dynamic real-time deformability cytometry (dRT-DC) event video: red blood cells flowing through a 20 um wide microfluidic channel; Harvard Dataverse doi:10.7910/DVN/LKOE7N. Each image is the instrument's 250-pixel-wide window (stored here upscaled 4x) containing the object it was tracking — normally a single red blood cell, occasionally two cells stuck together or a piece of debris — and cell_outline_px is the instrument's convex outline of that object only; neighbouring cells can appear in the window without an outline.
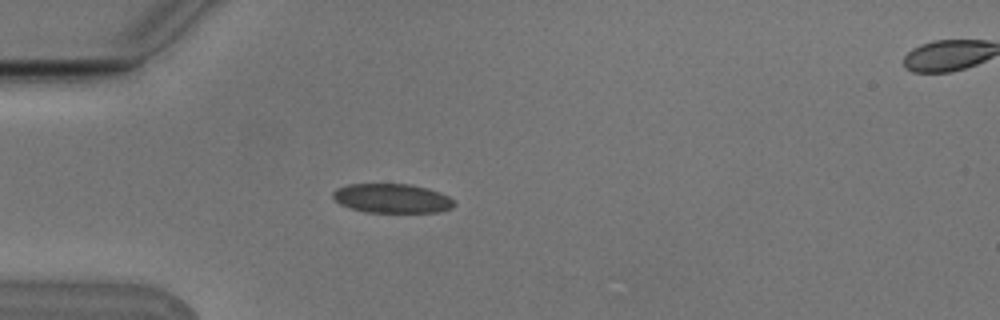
{"species": "Egyptian fruit bat (a non-hibernating species)", "species_latin": "Rousettus aegyptiacus", "temperature_condition": "cold", "stored_images_in_passage": 4, "camera_frame_rate_fps": 3000, "um_per_image_px": 0.085, "animal": {"sex": "male"}, "frame": {"image": 1, "passage_image": 3, "time_ms": 0.667, "image_size_px": [1000, 320], "cell_outline_px": [[456, 204], [452, 208], [440, 212], [364, 212], [340, 204], [332, 196], [332, 192], [336, 188], [348, 184], [412, 184], [428, 188], [440, 192], [448, 196]], "centroid_in_image_um": [33.33, 16.85], "position_along_channel_um": 51.7, "area_um2": 20.75}}